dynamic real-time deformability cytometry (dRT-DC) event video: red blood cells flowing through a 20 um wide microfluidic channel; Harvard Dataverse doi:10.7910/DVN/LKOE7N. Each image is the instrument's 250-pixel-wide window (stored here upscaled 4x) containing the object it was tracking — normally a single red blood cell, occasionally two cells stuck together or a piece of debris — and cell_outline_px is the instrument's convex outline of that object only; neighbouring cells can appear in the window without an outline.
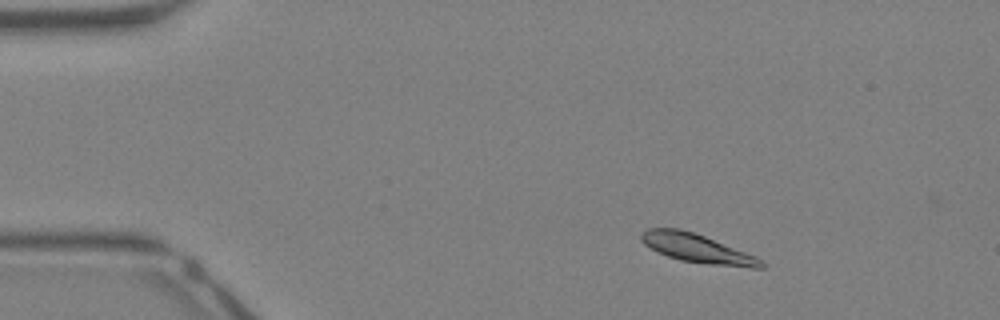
{"species": "Egyptian fruit bat (a non-hibernating species)", "species_latin": "Rousettus aegyptiacus", "temperature_condition": "warm", "stored_images_in_passage": 42, "camera_frame_rate_fps": 3000, "um_per_image_px": 0.085, "animal": {"sex": "female"}, "frame": {"image": 1, "passage_image": 5, "time_ms": 1.333, "image_size_px": [1000, 320], "cell_outline_px": [[752, 264], [728, 264], [684, 260], [660, 252], [652, 248], [644, 240], [644, 232], [656, 228], [672, 228], [692, 232], [752, 256]], "centroid_in_image_um": [58.95, 21.01], "position_along_channel_um": 26.1, "area_um2": 16.7}}
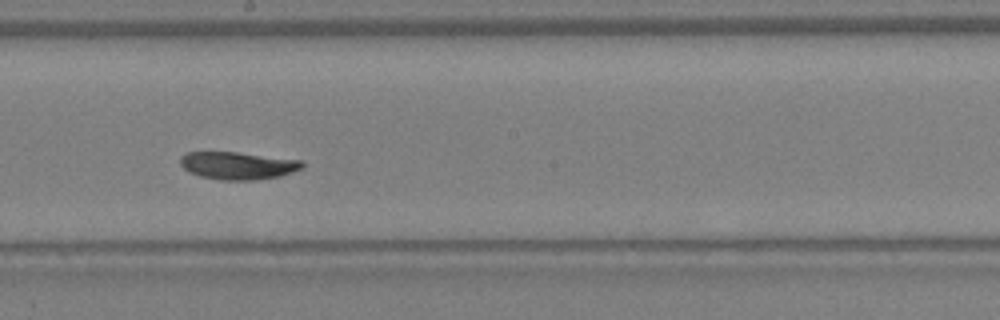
{"frame": {"image": 2, "passage_image": 23, "time_ms": 7.333, "image_size_px": [1000, 320], "cell_outline_px": [[304, 164], [300, 168], [272, 176], [208, 176], [192, 172], [184, 164], [184, 156], [192, 152], [232, 152], [296, 160]], "centroid_in_image_um": [20.22, 13.98], "position_along_channel_um": 228.0, "area_um2": 16.47}}
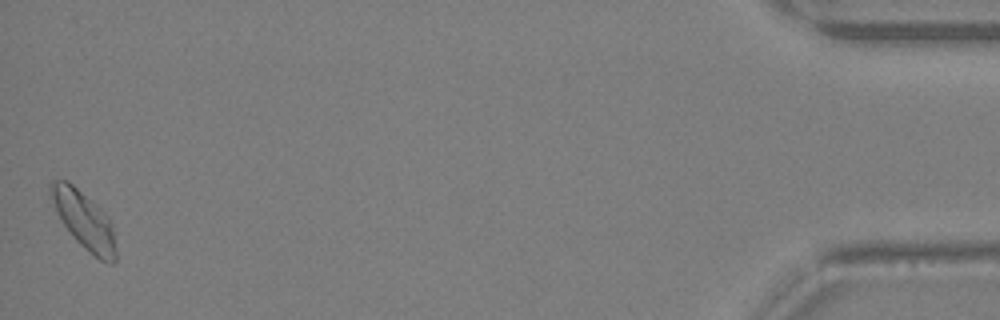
{"frame": {"image": 3, "passage_image": 42, "time_ms": 13.667, "image_size_px": [1000, 320], "cell_outline_px": [[112, 244], [96, 256], [68, 228], [60, 216], [56, 204], [56, 188], [64, 180], [80, 196], [108, 228], [112, 236]], "centroid_in_image_um": [6.99, 18.67], "position_along_channel_um": 428.2, "area_um2": 14.8}, "authors_computed_cell_mechanics": {"area_um2": 17.1666, "velocity_mm_per_s": 4.6361, "shape_relaxation_time_tau1_ms": 4.701, "shape_relaxation_time_tau2_ms": 6.4573, "deformation_change_tau1": 0.138, "deformation_change_tau2": 0.1157}}